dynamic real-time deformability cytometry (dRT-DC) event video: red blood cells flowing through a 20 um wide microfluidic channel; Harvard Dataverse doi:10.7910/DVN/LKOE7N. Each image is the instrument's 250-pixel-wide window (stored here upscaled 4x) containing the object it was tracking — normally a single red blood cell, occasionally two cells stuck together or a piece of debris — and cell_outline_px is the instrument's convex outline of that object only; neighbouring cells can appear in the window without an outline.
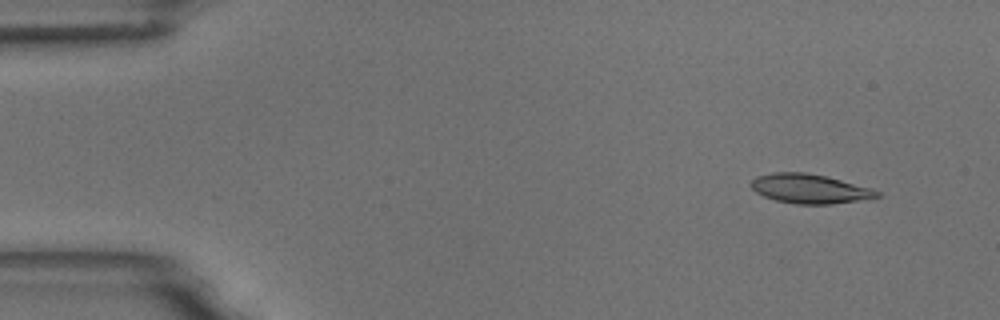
{"species": "common noctule bat (a hibernating species)", "species_latin": "Nyctalus noctula", "temperature_condition": "room temperature", "stored_images_in_passage": 5, "camera_frame_rate_fps": 3000, "um_per_image_px": 0.085, "animal": {"sex": "male", "body_mass_g": 18.8}, "frame": {"image": 1, "passage_image": 2, "time_ms": 1.0, "image_size_px": [1000, 320], "cell_outline_px": [[880, 196], [832, 204], [796, 204], [776, 200], [764, 196], [756, 192], [752, 188], [752, 180], [756, 176], [772, 172], [804, 172], [824, 176], [872, 188], [880, 192]], "centroid_in_image_um": [68.79, 16.04], "position_along_channel_um": 16.2, "area_um2": 21.21}}
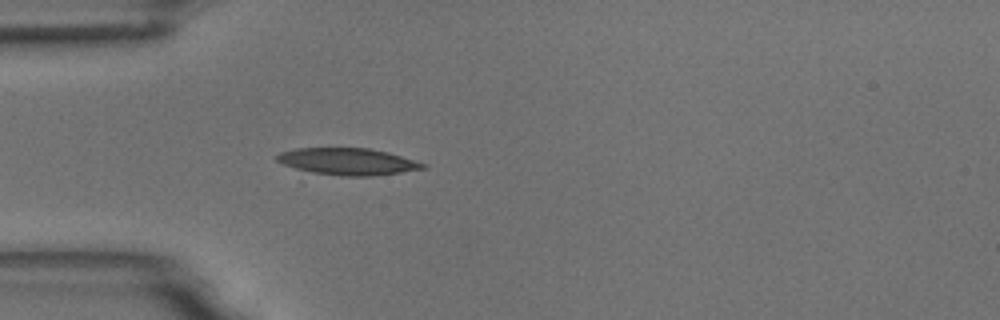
{"frame": {"image": 2, "passage_image": 5, "time_ms": 4.667, "image_size_px": [1000, 320], "cell_outline_px": [[428, 168], [372, 176], [300, 184], [276, 160], [276, 156], [280, 152], [296, 148], [368, 148], [388, 152], [428, 164]], "centroid_in_image_um": [29.12, 13.91], "position_along_channel_um": 55.9, "area_um2": 26.93}}